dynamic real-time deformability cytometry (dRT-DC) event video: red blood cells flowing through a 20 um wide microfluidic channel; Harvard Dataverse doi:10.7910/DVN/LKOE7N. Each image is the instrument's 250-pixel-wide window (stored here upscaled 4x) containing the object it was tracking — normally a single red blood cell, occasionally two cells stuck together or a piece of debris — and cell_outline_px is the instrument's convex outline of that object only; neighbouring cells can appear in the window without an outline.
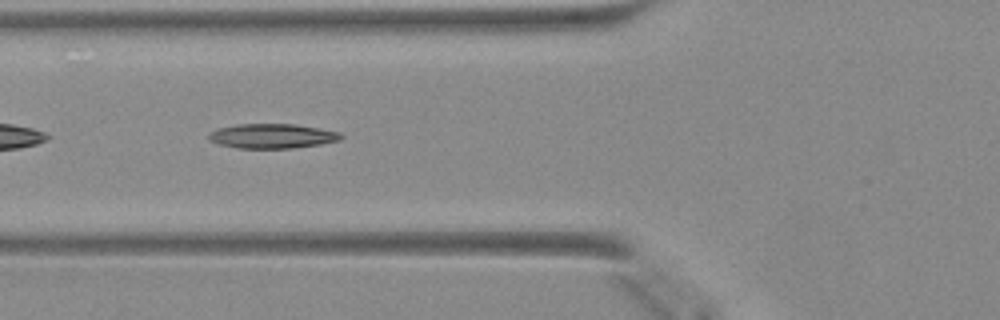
{"species": "Egyptian fruit bat (a non-hibernating species)", "species_latin": "Rousettus aegyptiacus", "temperature_condition": "warm", "stored_images_in_passage": 34, "camera_frame_rate_fps": 3000, "um_per_image_px": 0.085, "animal": {"sex": "female"}, "frame": {"image": 1, "passage_image": 4, "time_ms": 1.0, "image_size_px": [1000, 320], "cell_outline_px": [[344, 136], [340, 140], [320, 144], [292, 148], [236, 148], [220, 144], [208, 140], [208, 132], [216, 128], [236, 124], [296, 124], [340, 132]], "centroid_in_image_um": [23.1, 11.56], "position_along_channel_um": 102.7, "area_um2": 19.07}}
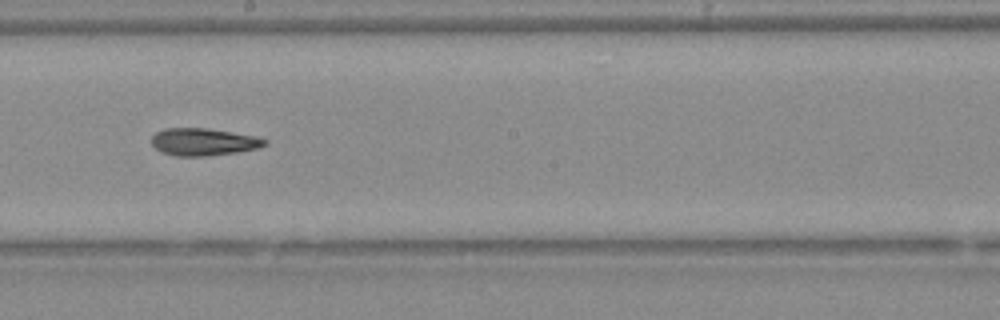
{"frame": {"image": 2, "passage_image": 13, "time_ms": 4.0, "image_size_px": [1000, 320], "cell_outline_px": [[268, 144], [256, 148], [236, 152], [204, 156], [176, 156], [160, 152], [152, 144], [152, 136], [156, 132], [164, 128], [208, 128], [256, 136], [268, 140]], "centroid_in_image_um": [17.28, 12.05], "position_along_channel_um": 230.9, "area_um2": 18.03}}
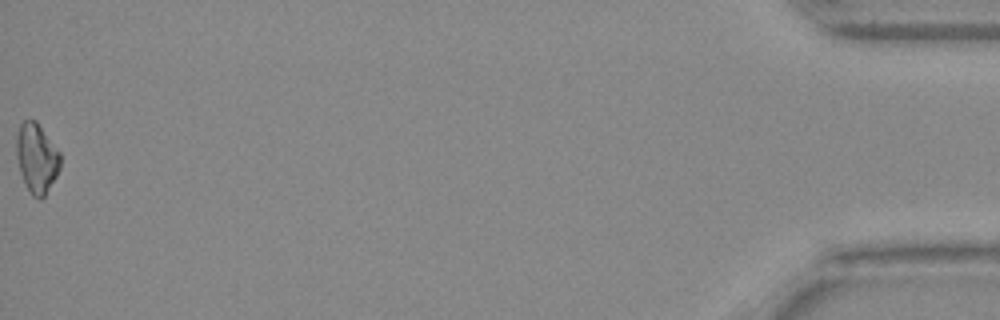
{"frame": {"image": 3, "passage_image": 34, "time_ms": 11.0, "image_size_px": [1000, 320], "cell_outline_px": [[60, 168], [56, 176], [44, 196], [40, 200], [32, 196], [20, 172], [16, 156], [16, 136], [20, 124], [24, 120], [36, 120], [60, 152]], "centroid_in_image_um": [3.11, 13.42], "position_along_channel_um": 432.1, "area_um2": 17.69}}